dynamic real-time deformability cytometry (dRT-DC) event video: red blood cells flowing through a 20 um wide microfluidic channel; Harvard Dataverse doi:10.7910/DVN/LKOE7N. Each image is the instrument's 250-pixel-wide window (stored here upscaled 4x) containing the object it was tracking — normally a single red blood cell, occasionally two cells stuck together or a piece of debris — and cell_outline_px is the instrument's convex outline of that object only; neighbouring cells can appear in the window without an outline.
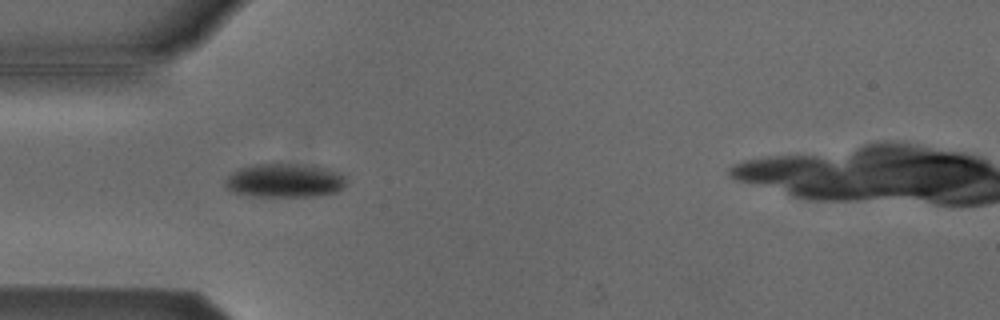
{"species": "Egyptian fruit bat (a non-hibernating species)", "species_latin": "Rousettus aegyptiacus", "temperature_condition": "cold", "stored_images_in_passage": 5, "camera_frame_rate_fps": 3000, "um_per_image_px": 0.085, "animal": {"sex": "male"}, "frame": {"image": 1, "passage_image": 2, "time_ms": 0.333, "image_size_px": [1000, 320], "cell_outline_px": [[344, 188], [336, 192], [316, 196], [248, 196], [232, 192], [224, 184], [224, 180], [232, 172], [240, 168], [256, 164], [296, 164], [324, 168], [340, 172], [344, 176]], "centroid_in_image_um": [24.16, 15.35], "position_along_channel_um": 60.8, "area_um2": 23.76}}
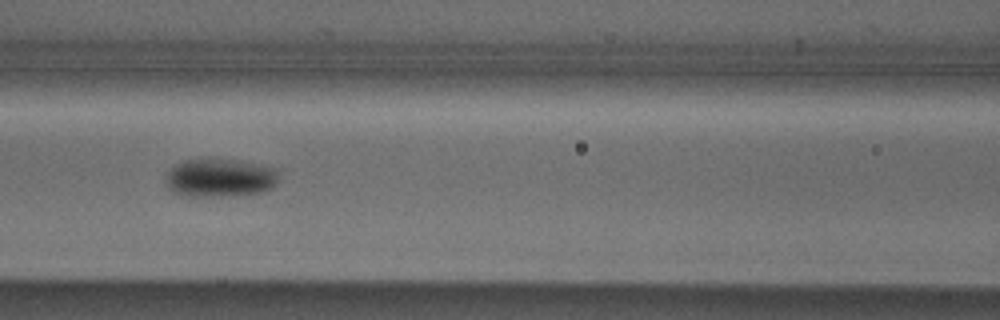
{"frame": {"image": 2, "passage_image": 4, "time_ms": 1.0, "image_size_px": [1000, 320], "cell_outline_px": [[276, 184], [272, 188], [264, 192], [236, 196], [188, 196], [172, 192], [168, 188], [164, 180], [168, 172], [176, 164], [184, 160], [208, 156], [216, 156], [236, 160], [272, 168], [276, 172]], "centroid_in_image_um": [18.63, 15.1], "position_along_channel_um": 148.0, "area_um2": 25.84}}
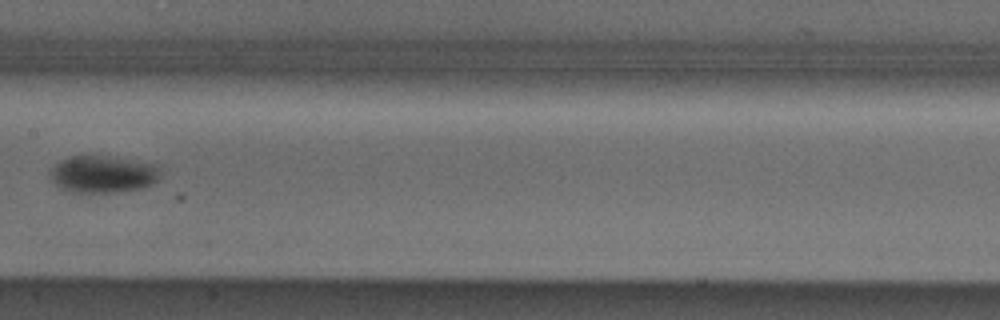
{"frame": {"image": 3, "passage_image": 5, "time_ms": 1.333, "image_size_px": [1000, 320], "cell_outline_px": [[160, 176], [152, 184], [140, 188], [116, 192], [72, 192], [60, 188], [52, 180], [48, 172], [56, 164], [68, 156], [104, 156], [156, 164], [160, 172]], "centroid_in_image_um": [8.72, 14.81], "position_along_channel_um": 198.7, "area_um2": 23.58}}